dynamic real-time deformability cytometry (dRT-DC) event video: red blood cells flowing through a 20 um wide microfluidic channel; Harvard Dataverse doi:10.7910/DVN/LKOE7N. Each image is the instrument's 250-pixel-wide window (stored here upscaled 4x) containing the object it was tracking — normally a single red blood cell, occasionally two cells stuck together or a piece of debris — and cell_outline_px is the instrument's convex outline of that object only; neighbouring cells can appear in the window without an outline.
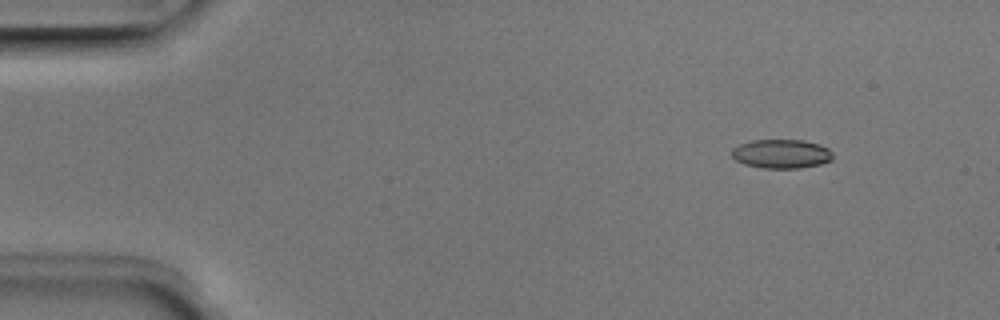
{"species": "Egyptian fruit bat (a non-hibernating species)", "species_latin": "Rousettus aegyptiacus", "temperature_condition": "room temperature", "stored_images_in_passage": 7, "camera_frame_rate_fps": 3000, "um_per_image_px": 0.085, "animal": {"sex": "male"}, "frame": {"image": 1, "passage_image": 2, "time_ms": 0.333, "image_size_px": [1000, 320], "cell_outline_px": [[832, 160], [820, 164], [800, 168], [764, 168], [744, 164], [736, 160], [732, 156], [732, 148], [740, 144], [752, 140], [804, 140], [820, 144], [828, 148], [832, 152]], "centroid_in_image_um": [66.43, 13.07], "position_along_channel_um": 18.6, "area_um2": 17.11}}
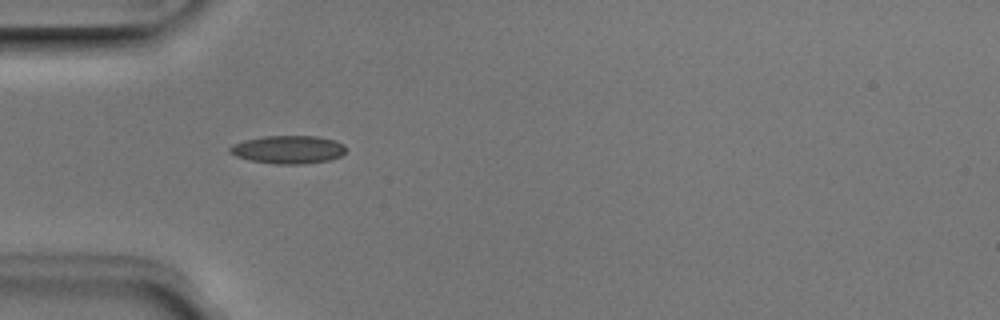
{"frame": {"image": 2, "passage_image": 5, "time_ms": 1.333, "image_size_px": [1000, 320], "cell_outline_px": [[344, 152], [340, 156], [328, 160], [304, 164], [276, 164], [252, 160], [236, 156], [228, 152], [228, 148], [232, 144], [244, 140], [264, 136], [316, 136], [332, 140], [344, 144]], "centroid_in_image_um": [24.45, 12.71], "position_along_channel_um": 60.5, "area_um2": 18.84}}
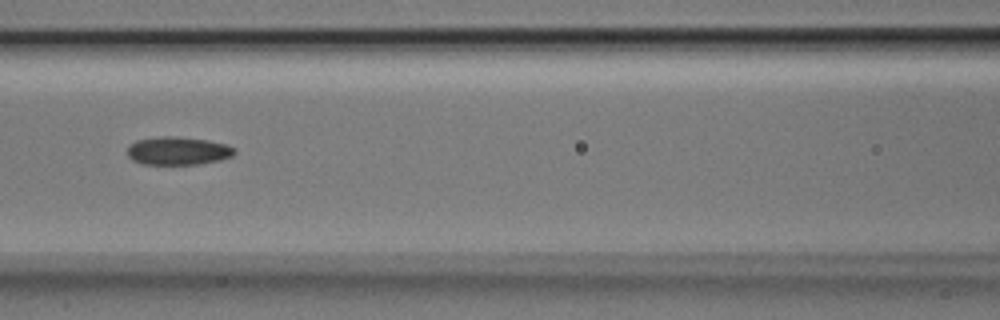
{"frame": {"image": 3, "passage_image": 7, "time_ms": 2.0, "image_size_px": [1000, 320], "cell_outline_px": [[236, 152], [232, 156], [220, 160], [196, 164], [144, 164], [132, 160], [128, 156], [128, 144], [136, 140], [160, 136], [176, 136], [208, 140], [224, 144], [236, 148]], "centroid_in_image_um": [15.11, 12.81], "position_along_channel_um": 151.5, "area_um2": 17.63}}